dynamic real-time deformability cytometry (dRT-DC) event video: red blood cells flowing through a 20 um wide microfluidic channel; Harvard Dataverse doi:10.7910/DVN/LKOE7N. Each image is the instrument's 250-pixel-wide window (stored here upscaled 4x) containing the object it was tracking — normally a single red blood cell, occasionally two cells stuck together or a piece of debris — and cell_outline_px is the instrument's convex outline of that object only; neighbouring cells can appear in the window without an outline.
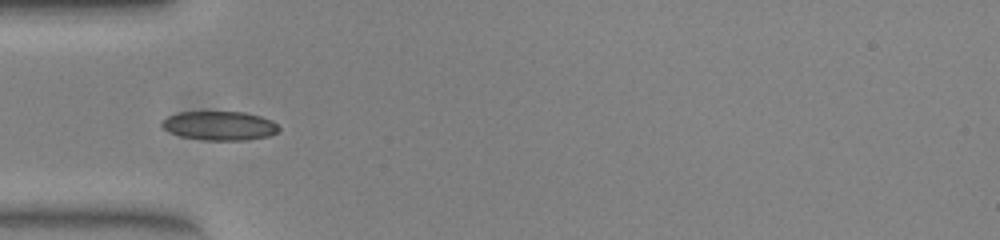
{"species": "common noctule bat (a hibernating species)", "species_latin": "Nyctalus noctula", "temperature_condition": "warm", "stored_images_in_passage": 28, "camera_frame_rate_fps": 3000, "um_per_image_px": 0.085, "animal": {"sex": "female", "body_mass_g": 23.0, "forearm_length_mm": 53.4}, "frame": {"image": 1, "passage_image": 4, "time_ms": 1.0, "image_size_px": [1000, 240], "cell_outline_px": [[280, 128], [276, 132], [268, 136], [244, 140], [204, 140], [180, 136], [164, 128], [160, 124], [160, 120], [168, 116], [180, 112], [244, 112], [260, 116], [272, 120]], "centroid_in_image_um": [18.65, 10.68], "position_along_channel_um": 66.4, "area_um2": 19.65}}
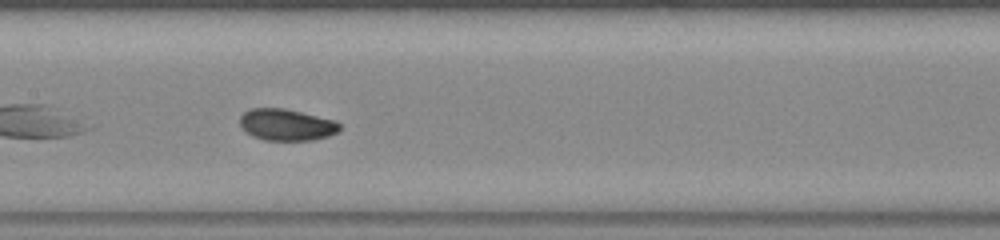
{"frame": {"image": 2, "passage_image": 13, "time_ms": 4.0, "image_size_px": [1000, 240], "cell_outline_px": [[340, 128], [336, 132], [328, 136], [312, 140], [264, 140], [252, 136], [240, 124], [240, 116], [244, 112], [252, 108], [284, 108], [336, 120], [340, 124]], "centroid_in_image_um": [24.36, 10.6], "position_along_channel_um": 183.0, "area_um2": 18.26}}
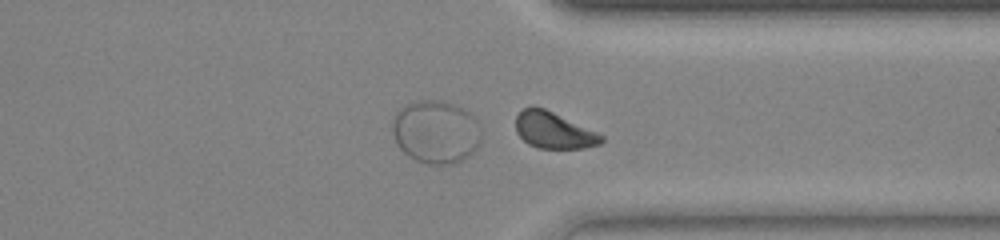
{"frame": {"image": 3, "passage_image": 27, "time_ms": 8.667, "image_size_px": [1000, 240], "cell_outline_px": [[604, 140], [600, 144], [584, 148], [536, 148], [528, 144], [516, 132], [516, 116], [524, 108], [544, 108], [596, 132], [604, 136]], "centroid_in_image_um": [47.06, 11.1], "position_along_channel_um": 364.3, "area_um2": 17.8}, "authors_computed_cell_mechanics": {"area_um2": 18.4382, "velocity_mm_per_s": 3.8914, "shape_relaxation_time_tau1_ms": 2.8159, "shape_relaxation_time_tau2_ms": 3.1593, "deformation_change_tau1": 0.1146, "deformation_change_tau2": 0.0558}}